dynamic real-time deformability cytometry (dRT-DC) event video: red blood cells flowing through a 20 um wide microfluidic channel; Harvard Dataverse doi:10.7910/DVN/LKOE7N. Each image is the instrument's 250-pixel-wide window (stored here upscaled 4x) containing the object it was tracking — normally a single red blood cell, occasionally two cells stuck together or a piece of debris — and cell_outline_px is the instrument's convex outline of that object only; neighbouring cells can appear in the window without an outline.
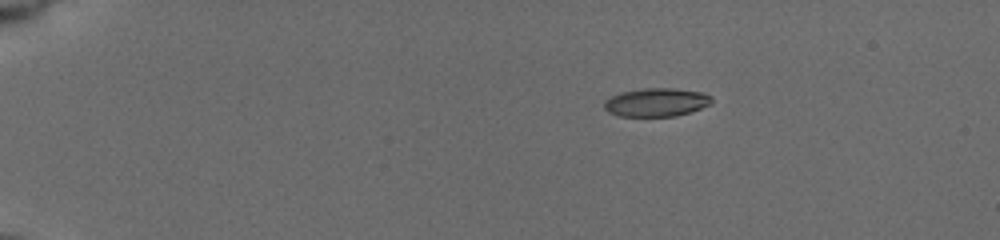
{"species": "common noctule bat (a hibernating species)", "species_latin": "Nyctalus noctula", "temperature_condition": "cold", "stored_images_in_passage": 47, "camera_frame_rate_fps": 3000, "um_per_image_px": 0.085, "animal": {"sex": "female", "body_mass_g": 19.5, "forearm_length_mm": 54.1}, "frame": {"image": 1, "passage_image": 1, "time_ms": 0.0, "image_size_px": [1000, 240], "cell_outline_px": [[712, 104], [676, 116], [620, 116], [608, 112], [604, 108], [604, 100], [612, 96], [624, 92], [644, 88], [672, 88], [704, 92], [712, 96]], "centroid_in_image_um": [55.81, 8.69], "position_along_channel_um": 29.2, "area_um2": 17.74}}
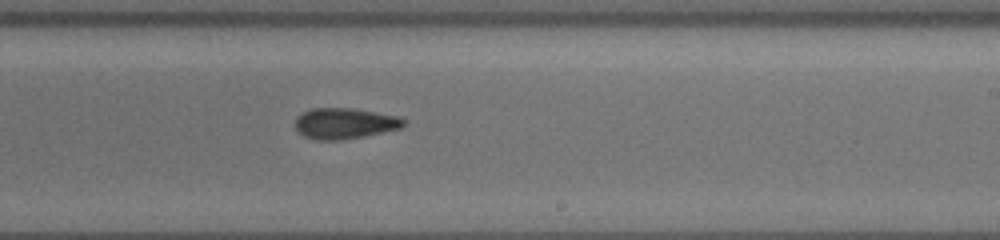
{"frame": {"image": 2, "passage_image": 27, "time_ms": 8.667, "image_size_px": [1000, 240], "cell_outline_px": [[404, 124], [400, 128], [340, 140], [320, 140], [304, 136], [296, 128], [296, 120], [304, 112], [312, 108], [356, 108], [396, 116], [404, 120]], "centroid_in_image_um": [29.28, 10.47], "position_along_channel_um": 259.7, "area_um2": 18.96}}
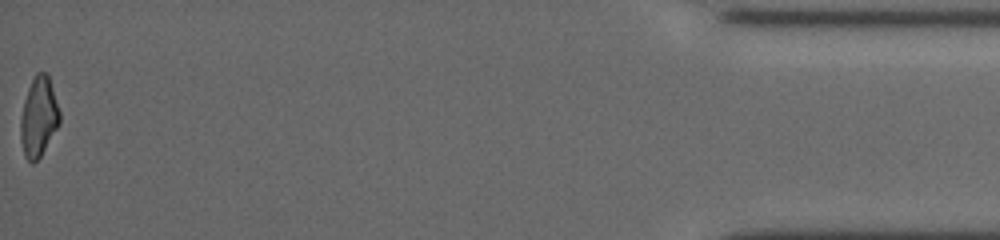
{"frame": {"image": 3, "passage_image": 47, "time_ms": 15.333, "image_size_px": [1000, 240], "cell_outline_px": [[60, 124], [40, 156], [32, 164], [24, 156], [20, 140], [20, 120], [24, 100], [28, 88], [36, 72], [48, 72], [60, 112]], "centroid_in_image_um": [3.29, 9.93], "position_along_channel_um": 431.9, "area_um2": 18.26}, "authors_computed_cell_mechanics": {"area_um2": 18.6694, "velocity_mm_per_s": 3.7668, "shape_relaxation_time_tau1_ms": 3.4084, "shape_relaxation_time_tau2_ms": 3.6661, "deformation_change_tau1": 0.1423, "deformation_change_tau2": 0.1229}}